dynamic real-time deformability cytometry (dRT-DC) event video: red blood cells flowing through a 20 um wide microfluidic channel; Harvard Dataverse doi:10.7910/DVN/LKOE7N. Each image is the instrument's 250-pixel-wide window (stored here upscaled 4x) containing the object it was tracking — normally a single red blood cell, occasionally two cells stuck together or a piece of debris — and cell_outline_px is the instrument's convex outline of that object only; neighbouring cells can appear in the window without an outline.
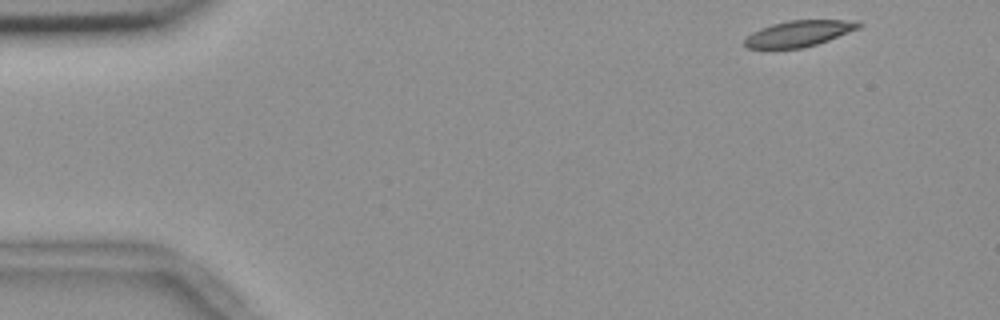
{"species": "common noctule bat (a hibernating species)", "species_latin": "Nyctalus noctula", "temperature_condition": "room temperature", "stored_images_in_passage": 51, "camera_frame_rate_fps": 3000, "um_per_image_px": 0.085, "animal": {"sex": "female", "body_mass_g": 18.4}, "frame": {"image": 1, "passage_image": 1, "time_ms": 0.0, "image_size_px": [1000, 320], "cell_outline_px": [[860, 28], [828, 40], [804, 48], [744, 48], [744, 40], [752, 32], [760, 28], [772, 24], [788, 20], [860, 20]], "centroid_in_image_um": [67.9, 2.84], "position_along_channel_um": 17.1, "area_um2": 17.28}}
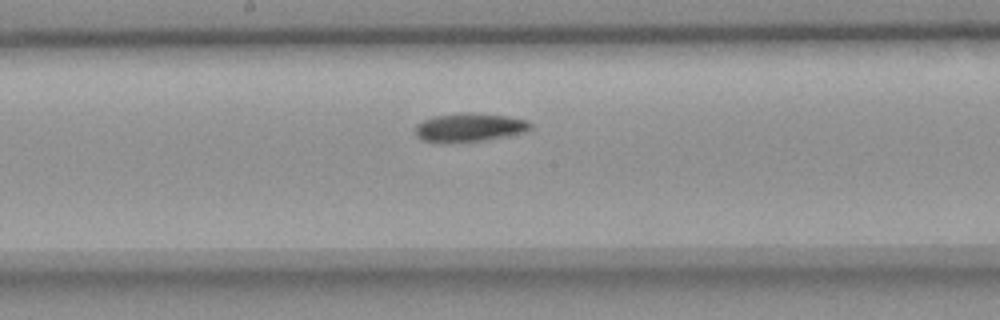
{"frame": {"image": 2, "passage_image": 25, "time_ms": 8.0, "image_size_px": [1000, 320], "cell_outline_px": [[532, 128], [524, 132], [484, 140], [440, 144], [424, 140], [416, 136], [416, 124], [424, 120], [436, 116], [460, 112], [472, 112], [504, 116], [528, 120], [532, 124]], "centroid_in_image_um": [39.87, 10.84], "position_along_channel_um": 208.3, "area_um2": 19.25}}
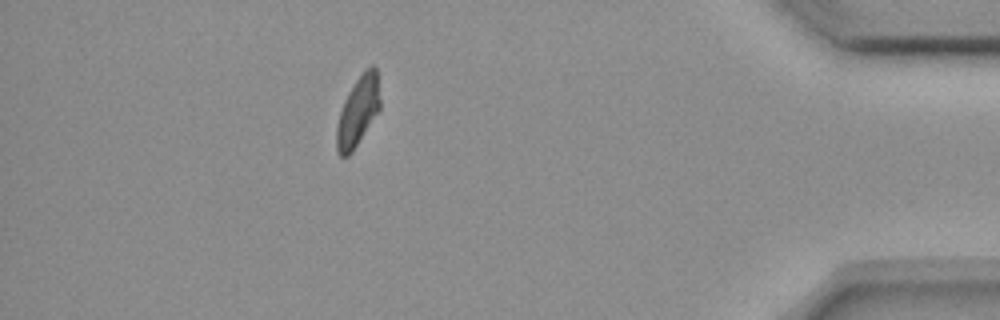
{"frame": {"image": 3, "passage_image": 45, "time_ms": 14.667, "image_size_px": [1000, 320], "cell_outline_px": [[380, 108], [352, 152], [348, 156], [340, 156], [336, 148], [336, 124], [344, 100], [348, 92], [356, 80], [372, 64], [376, 68], [380, 100]], "centroid_in_image_um": [30.4, 9.48], "position_along_channel_um": 404.8, "area_um2": 17.28}, "authors_computed_cell_mechanics": {"area_um2": 18.4382, "velocity_mm_per_s": 3.6501, "shape_relaxation_time_tau1_ms": 4.8515, "shape_relaxation_time_tau2_ms": 7.7387, "deformation_change_tau1": 0.1228, "deformation_change_tau2": 0.1418}}